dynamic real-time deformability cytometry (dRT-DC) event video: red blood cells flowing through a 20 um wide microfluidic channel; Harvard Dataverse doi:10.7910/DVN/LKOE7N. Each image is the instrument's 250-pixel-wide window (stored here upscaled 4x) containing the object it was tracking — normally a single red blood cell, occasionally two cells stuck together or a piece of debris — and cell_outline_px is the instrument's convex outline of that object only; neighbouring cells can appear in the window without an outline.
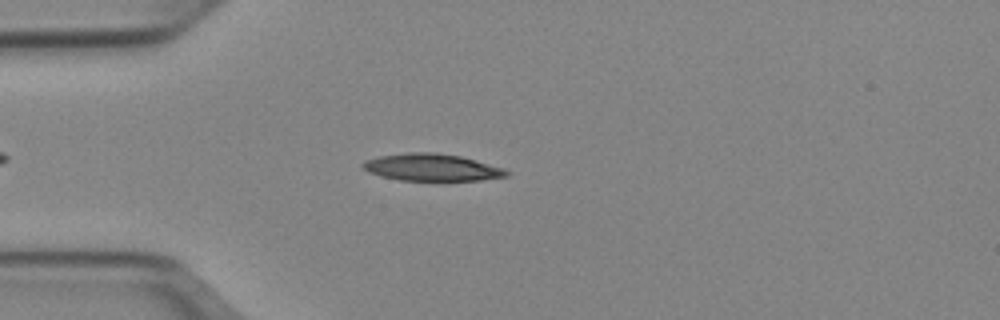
{"species": "Egyptian fruit bat (a non-hibernating species)", "species_latin": "Rousettus aegyptiacus", "temperature_condition": "cold", "stored_images_in_passage": 42, "camera_frame_rate_fps": 3000, "um_per_image_px": 0.085, "animal": {"sex": "female"}, "frame": {"image": 1, "passage_image": 8, "time_ms": 2.333, "image_size_px": [1000, 320], "cell_outline_px": [[508, 176], [480, 180], [400, 180], [380, 176], [368, 172], [360, 164], [364, 160], [380, 156], [408, 152], [436, 152], [460, 156], [476, 160], [504, 168], [508, 172]], "centroid_in_image_um": [36.68, 14.22], "position_along_channel_um": 48.3, "area_um2": 22.66}}
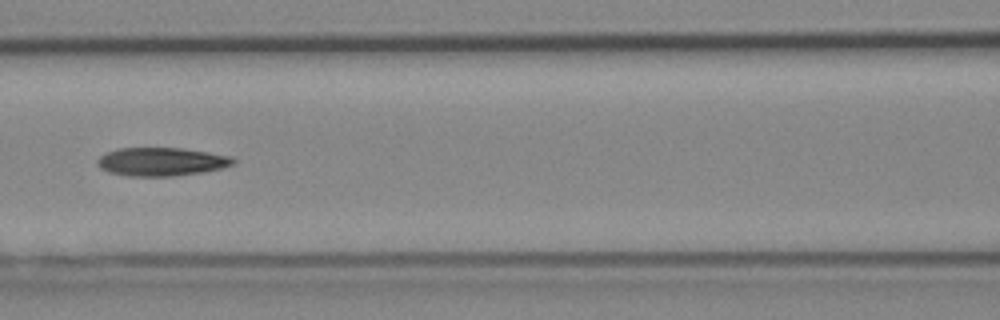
{"frame": {"image": 2, "passage_image": 17, "time_ms": 5.333, "image_size_px": [1000, 320], "cell_outline_px": [[236, 160], [232, 164], [220, 168], [200, 172], [172, 176], [128, 176], [108, 172], [100, 168], [96, 164], [96, 160], [100, 156], [108, 152], [120, 148], [184, 148], [232, 156]], "centroid_in_image_um": [13.69, 13.74], "position_along_channel_um": 152.9, "area_um2": 22.37}}
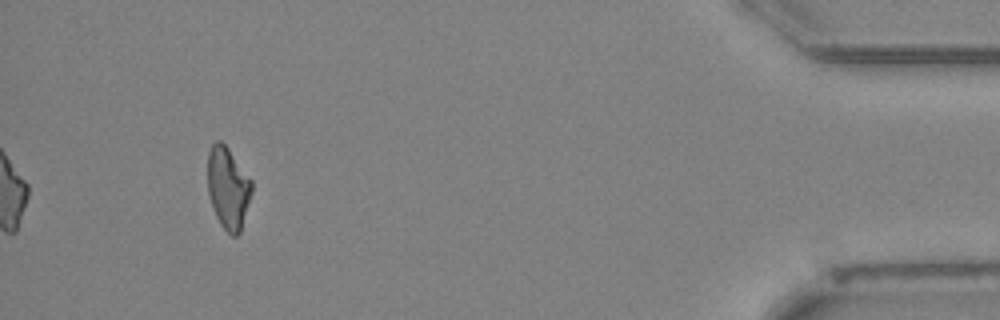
{"frame": {"image": 3, "passage_image": 42, "time_ms": 13.667, "image_size_px": [1000, 320], "cell_outline_px": [[252, 192], [240, 232], [236, 236], [232, 236], [220, 224], [216, 216], [208, 192], [208, 152], [212, 144], [216, 140], [220, 140], [228, 148], [252, 180]], "centroid_in_image_um": [19.39, 15.96], "position_along_channel_um": 415.8, "area_um2": 20.87}, "authors_computed_cell_mechanics": {"area_um2": 22.1374, "velocity_mm_per_s": 3.9499, "shape_relaxation_time_tau1_ms": null, "shape_relaxation_time_tau2_ms": 7.0157, "deformation_change_tau1": null, "deformation_change_tau2": 0.1742}}